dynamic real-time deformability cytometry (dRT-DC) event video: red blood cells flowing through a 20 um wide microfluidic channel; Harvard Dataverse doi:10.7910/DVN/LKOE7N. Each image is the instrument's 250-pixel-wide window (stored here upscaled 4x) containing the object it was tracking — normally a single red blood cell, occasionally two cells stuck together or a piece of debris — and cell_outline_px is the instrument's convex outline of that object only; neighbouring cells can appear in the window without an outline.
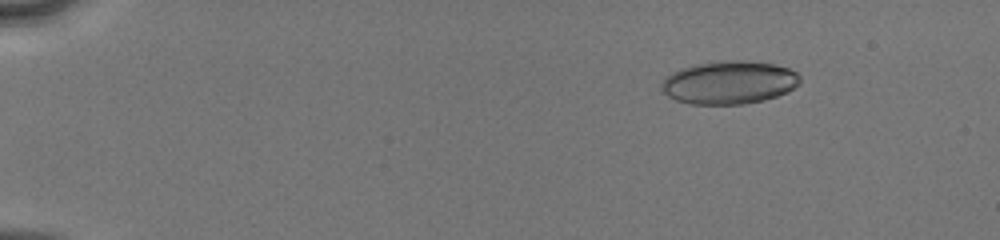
{"species": "human", "species_latin": "Homo sapiens", "temperature_condition": "cold", "stored_images_in_passage": 41, "camera_frame_rate_fps": 3000, "um_per_image_px": 0.085, "donor": {"sex": "male"}, "frame": {"image": 1, "passage_image": 8, "time_ms": 2.333, "image_size_px": [1000, 240], "cell_outline_px": [[800, 84], [788, 92], [764, 100], [744, 104], [688, 104], [676, 100], [660, 92], [660, 84], [664, 76], [680, 68], [692, 64], [716, 60], [744, 60], [776, 64], [788, 68], [796, 72], [800, 76]], "centroid_in_image_um": [61.93, 7.0], "position_along_channel_um": 23.1, "area_um2": 35.55}}
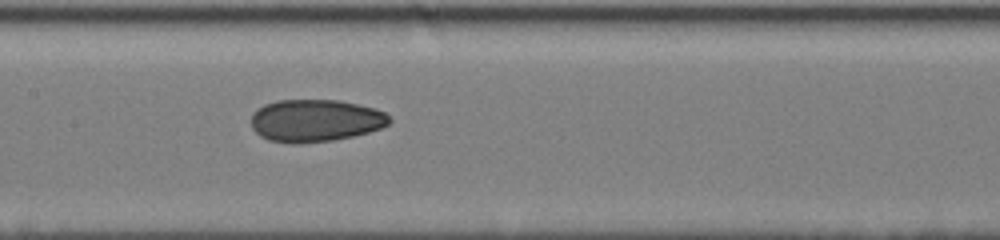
{"frame": {"image": 2, "passage_image": 28, "time_ms": 9.0, "image_size_px": [1000, 240], "cell_outline_px": [[392, 120], [388, 124], [380, 128], [368, 132], [352, 136], [332, 140], [268, 140], [260, 136], [252, 128], [252, 112], [256, 108], [264, 104], [276, 100], [336, 100], [376, 108], [384, 112]], "centroid_in_image_um": [26.81, 10.19], "position_along_channel_um": 180.6, "area_um2": 33.23}}
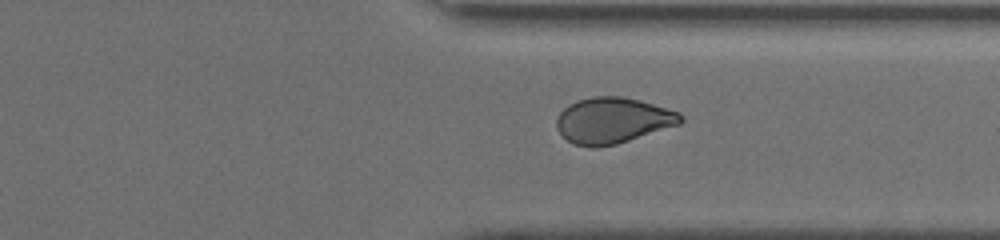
{"frame": {"image": 3, "passage_image": 41, "time_ms": 13.333, "image_size_px": [1000, 240], "cell_outline_px": [[684, 120], [680, 124], [616, 144], [596, 148], [592, 148], [572, 144], [556, 128], [556, 120], [560, 112], [568, 104], [592, 96], [620, 96], [640, 100], [680, 112], [684, 116]], "centroid_in_image_um": [52.09, 10.24], "position_along_channel_um": 359.3, "area_um2": 33.23}}